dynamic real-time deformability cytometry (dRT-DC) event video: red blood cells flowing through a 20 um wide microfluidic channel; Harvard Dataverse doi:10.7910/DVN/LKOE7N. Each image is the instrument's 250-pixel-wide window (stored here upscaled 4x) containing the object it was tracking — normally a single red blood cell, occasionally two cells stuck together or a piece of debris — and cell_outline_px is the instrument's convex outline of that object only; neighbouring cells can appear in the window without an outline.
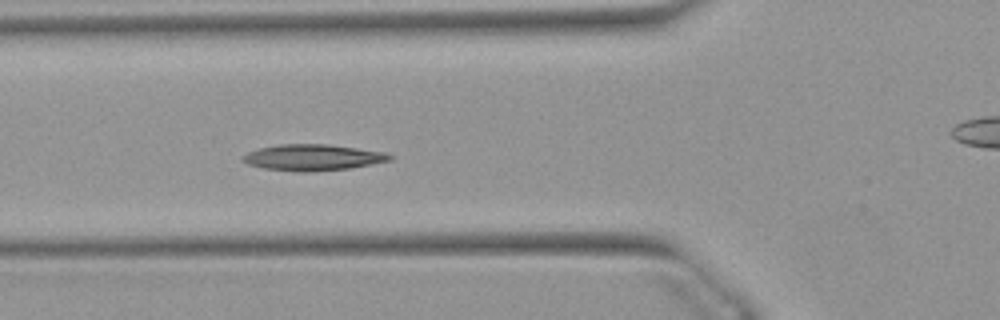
{"species": "Egyptian fruit bat (a non-hibernating species)", "species_latin": "Rousettus aegyptiacus", "temperature_condition": "warm", "stored_images_in_passage": 20, "camera_frame_rate_fps": 3000, "um_per_image_px": 0.085, "animal": {"sex": "female"}, "frame": {"image": 1, "passage_image": 19, "time_ms": 6.0, "image_size_px": [1000, 320], "cell_outline_px": [[392, 160], [348, 168], [308, 172], [296, 172], [264, 168], [248, 164], [240, 160], [240, 156], [248, 152], [260, 148], [280, 144], [324, 144], [388, 152], [392, 156]], "centroid_in_image_um": [26.55, 13.38], "position_along_channel_um": 99.2, "area_um2": 22.37}}